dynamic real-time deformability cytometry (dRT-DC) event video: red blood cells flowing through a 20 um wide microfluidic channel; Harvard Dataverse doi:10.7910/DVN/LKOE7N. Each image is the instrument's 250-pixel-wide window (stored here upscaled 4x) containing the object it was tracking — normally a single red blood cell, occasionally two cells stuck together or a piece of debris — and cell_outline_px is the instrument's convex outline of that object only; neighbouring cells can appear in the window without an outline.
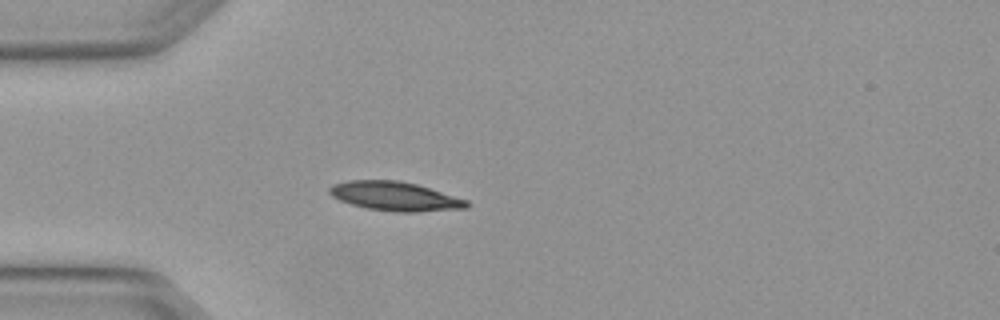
{"species": "Egyptian fruit bat (a non-hibernating species)", "species_latin": "Rousettus aegyptiacus", "temperature_condition": "warm", "stored_images_in_passage": 1, "camera_frame_rate_fps": 3000, "um_per_image_px": 0.085, "animal": {"sex": "female"}, "frame": {"image": 1, "passage_image": 1, "time_ms": 0.0, "image_size_px": [1000, 320], "cell_outline_px": [[468, 208], [416, 212], [396, 212], [368, 208], [352, 204], [340, 200], [332, 196], [328, 192], [328, 188], [332, 184], [348, 180], [396, 180], [416, 184], [468, 200]], "centroid_in_image_um": [33.55, 16.68], "position_along_channel_um": 51.4, "area_um2": 23.12}}